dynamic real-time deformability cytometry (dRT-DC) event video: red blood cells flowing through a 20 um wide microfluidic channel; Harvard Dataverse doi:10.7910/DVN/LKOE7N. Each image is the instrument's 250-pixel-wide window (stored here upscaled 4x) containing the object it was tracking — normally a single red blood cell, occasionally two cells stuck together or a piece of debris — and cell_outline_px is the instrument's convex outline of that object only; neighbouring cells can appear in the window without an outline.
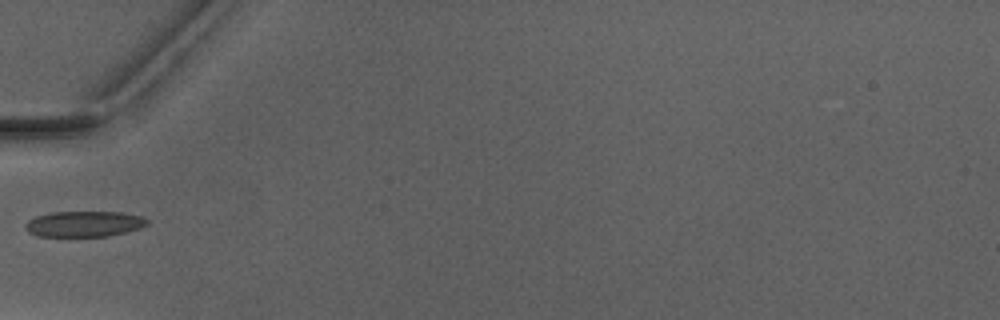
{"species": "Egyptian fruit bat (a non-hibernating species)", "species_latin": "Rousettus aegyptiacus", "temperature_condition": "warm", "stored_images_in_passage": 2, "camera_frame_rate_fps": 3000, "um_per_image_px": 0.085, "animal": {"sex": "male"}, "frame": {"image": 1, "passage_image": 2, "time_ms": 1.333, "image_size_px": [1000, 320], "cell_outline_px": [[148, 224], [140, 228], [108, 236], [40, 236], [28, 232], [24, 228], [24, 224], [28, 220], [36, 216], [52, 212], [124, 212], [140, 216], [148, 220]], "centroid_in_image_um": [7.13, 19.03], "position_along_channel_um": 77.9, "area_um2": 18.21}}